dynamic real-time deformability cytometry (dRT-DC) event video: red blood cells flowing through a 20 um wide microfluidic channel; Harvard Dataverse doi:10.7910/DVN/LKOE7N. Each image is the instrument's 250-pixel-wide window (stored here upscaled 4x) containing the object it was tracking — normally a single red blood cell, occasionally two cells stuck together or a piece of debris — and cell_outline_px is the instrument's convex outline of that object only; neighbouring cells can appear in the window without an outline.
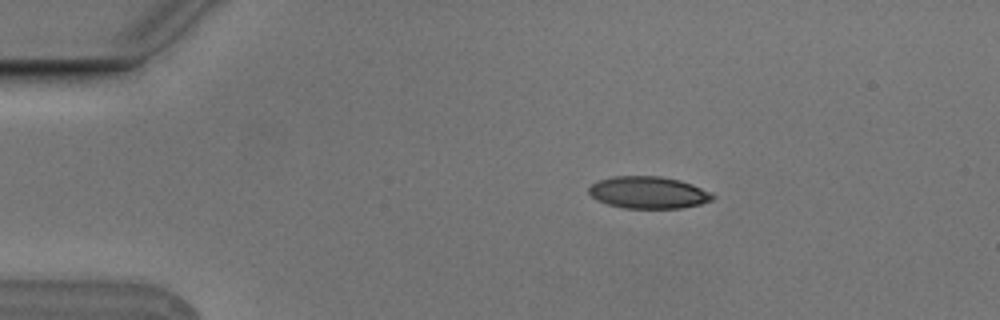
{"species": "Egyptian fruit bat (a non-hibernating species)", "species_latin": "Rousettus aegyptiacus", "temperature_condition": "cold", "stored_images_in_passage": 3, "camera_frame_rate_fps": 3000, "um_per_image_px": 0.085, "animal": {"sex": "male"}, "frame": {"image": 1, "passage_image": 2, "time_ms": 0.333, "image_size_px": [1000, 320], "cell_outline_px": [[716, 196], [712, 200], [700, 204], [680, 208], [624, 208], [608, 204], [596, 200], [588, 192], [588, 188], [592, 184], [600, 180], [612, 176], [660, 176], [680, 180], [692, 184], [712, 192]], "centroid_in_image_um": [55.13, 16.36], "position_along_channel_um": 29.9, "area_um2": 23.18}}